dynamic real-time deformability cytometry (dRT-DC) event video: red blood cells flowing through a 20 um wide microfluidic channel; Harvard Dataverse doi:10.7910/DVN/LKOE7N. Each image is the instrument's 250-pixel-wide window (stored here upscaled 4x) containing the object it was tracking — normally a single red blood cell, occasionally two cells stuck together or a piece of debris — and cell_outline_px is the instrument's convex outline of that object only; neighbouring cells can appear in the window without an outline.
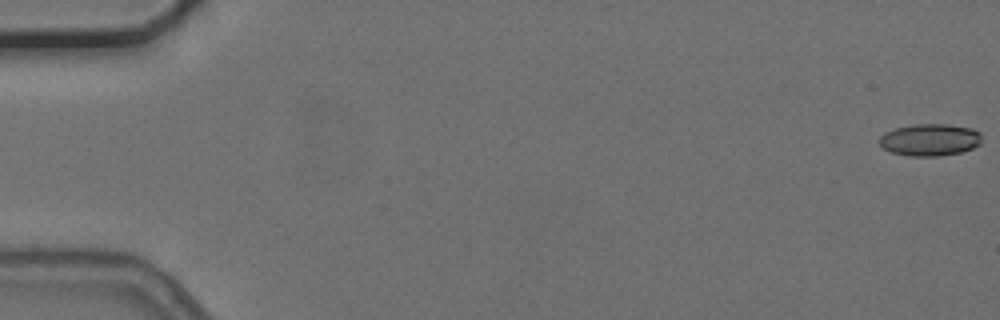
{"species": "common noctule bat (a hibernating species)", "species_latin": "Nyctalus noctula", "temperature_condition": "cold", "stored_images_in_passage": 56, "camera_frame_rate_fps": 3000, "um_per_image_px": 0.085, "animal": {"sex": "female", "body_mass_g": 24.6, "forearm_length_mm": 56.2}, "frame": {"image": 1, "passage_image": 1, "time_ms": 0.0, "image_size_px": [1000, 320], "cell_outline_px": [[980, 144], [972, 148], [960, 152], [940, 156], [908, 156], [892, 152], [884, 148], [880, 144], [880, 136], [884, 132], [896, 128], [912, 124], [948, 124], [972, 128], [980, 132]], "centroid_in_image_um": [79.04, 11.88], "position_along_channel_um": 6.0, "area_um2": 19.13}}
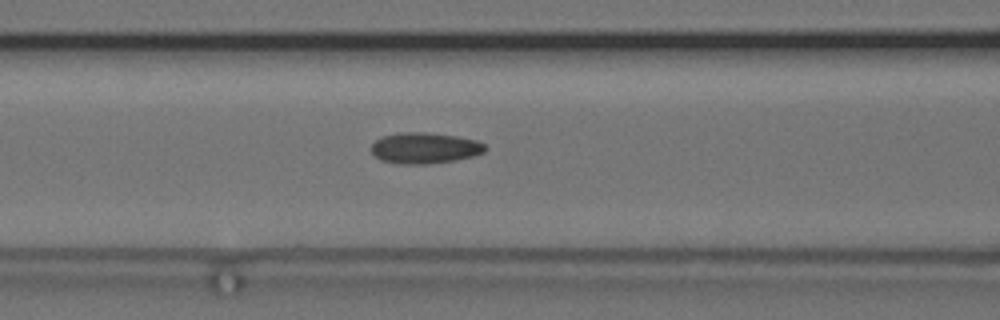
{"frame": {"image": 2, "passage_image": 24, "time_ms": 7.667, "image_size_px": [1000, 320], "cell_outline_px": [[488, 148], [484, 152], [472, 156], [456, 160], [428, 164], [396, 164], [380, 160], [372, 152], [372, 144], [376, 140], [384, 136], [400, 132], [424, 132], [456, 136], [476, 140], [484, 144]], "centroid_in_image_um": [36.1, 12.59], "position_along_channel_um": 130.5, "area_um2": 20.58}}
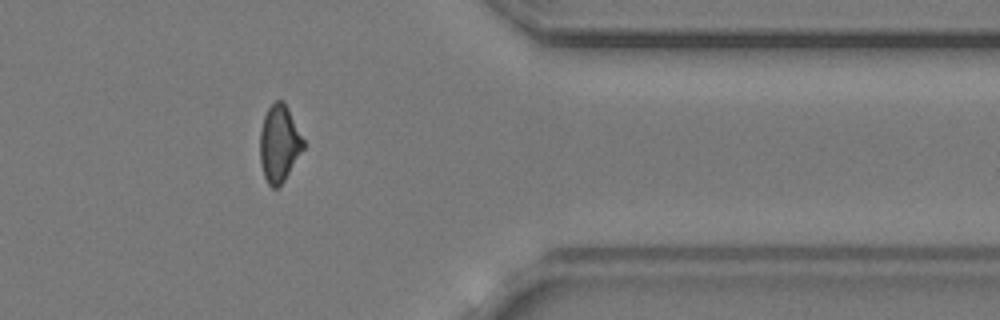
{"frame": {"image": 3, "passage_image": 46, "time_ms": 15.0, "image_size_px": [1000, 320], "cell_outline_px": [[304, 148], [284, 180], [276, 188], [272, 188], [268, 184], [264, 176], [260, 164], [260, 132], [264, 116], [268, 108], [276, 100], [284, 100], [304, 140]], "centroid_in_image_um": [23.72, 12.19], "position_along_channel_um": 387.7, "area_um2": 19.31}, "authors_computed_cell_mechanics": {"area_um2": 19.7098, "velocity_mm_per_s": 3.7226, "shape_relaxation_time_tau1_ms": null, "shape_relaxation_time_tau2_ms": 2.0102, "deformation_change_tau1": null, "deformation_change_tau2": 0.0879}}